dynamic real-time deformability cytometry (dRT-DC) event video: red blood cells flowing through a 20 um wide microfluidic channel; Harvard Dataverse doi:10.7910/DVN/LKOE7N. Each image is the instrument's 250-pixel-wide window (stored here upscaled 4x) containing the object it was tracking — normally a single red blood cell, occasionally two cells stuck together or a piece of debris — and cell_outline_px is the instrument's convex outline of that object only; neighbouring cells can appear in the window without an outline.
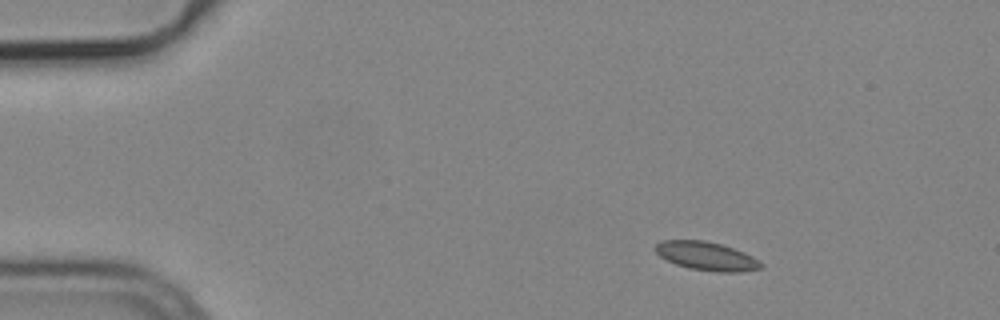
{"species": "common noctule bat (a hibernating species)", "species_latin": "Nyctalus noctula", "temperature_condition": "cold", "stored_images_in_passage": 47, "camera_frame_rate_fps": 3000, "um_per_image_px": 0.085, "animal": {"sex": "male", "body_mass_g": 19.2, "forearm_length_mm": 51.8}, "frame": {"image": 1, "passage_image": 1, "time_ms": 0.0, "image_size_px": [1000, 320], "cell_outline_px": [[764, 268], [740, 272], [716, 272], [688, 268], [676, 264], [660, 256], [652, 248], [660, 240], [704, 240], [720, 244], [744, 252], [752, 256], [764, 264]], "centroid_in_image_um": [60.05, 21.77], "position_along_channel_um": 24.9, "area_um2": 17.69}}
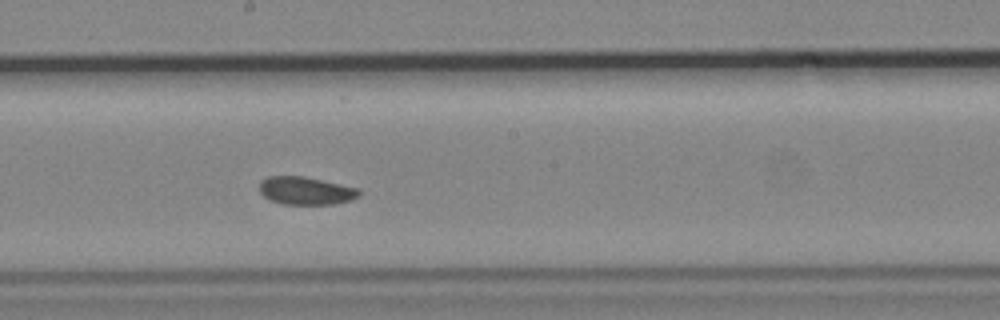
{"frame": {"image": 2, "passage_image": 23, "time_ms": 7.333, "image_size_px": [1000, 320], "cell_outline_px": [[360, 196], [352, 200], [332, 204], [284, 204], [272, 200], [264, 196], [260, 192], [260, 180], [268, 176], [304, 176], [360, 188]], "centroid_in_image_um": [26.02, 16.2], "position_along_channel_um": 222.2, "area_um2": 16.24}}
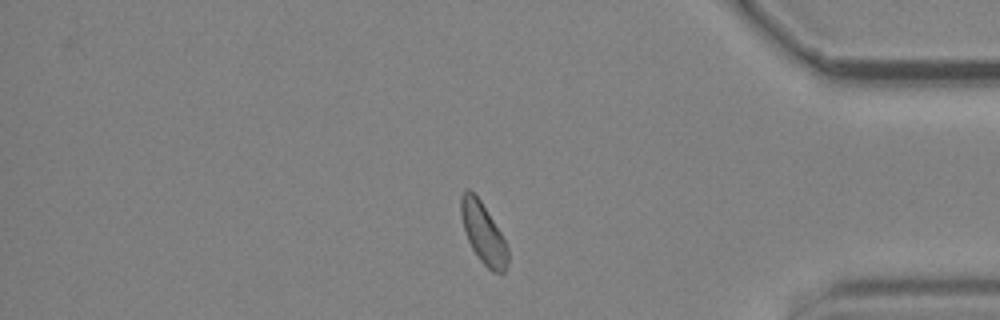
{"frame": {"image": 3, "passage_image": 39, "time_ms": 12.667, "image_size_px": [1000, 320], "cell_outline_px": [[508, 264], [504, 272], [492, 272], [480, 260], [472, 248], [468, 240], [464, 228], [460, 212], [460, 196], [468, 188], [480, 200], [500, 232], [508, 248]], "centroid_in_image_um": [41.07, 19.83], "position_along_channel_um": 394.1, "area_um2": 16.24}}